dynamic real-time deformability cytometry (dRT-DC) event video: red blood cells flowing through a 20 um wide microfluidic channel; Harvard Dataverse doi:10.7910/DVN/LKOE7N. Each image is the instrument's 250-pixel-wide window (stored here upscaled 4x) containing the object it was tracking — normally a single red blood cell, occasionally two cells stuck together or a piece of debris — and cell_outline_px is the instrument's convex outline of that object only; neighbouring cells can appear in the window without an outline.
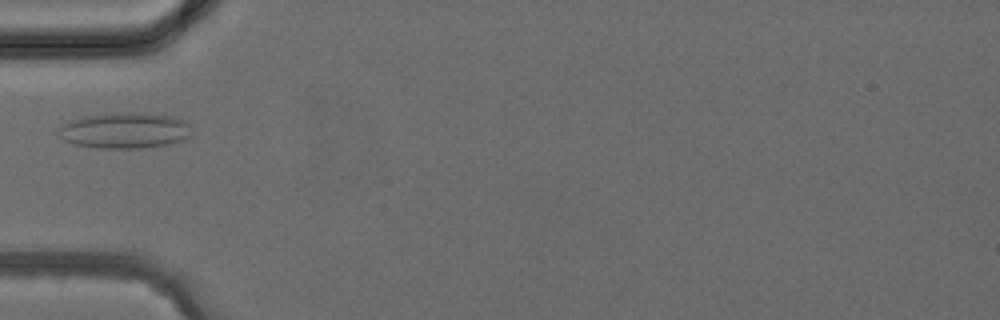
{"species": "common noctule bat (a hibernating species)", "species_latin": "Nyctalus noctula", "temperature_condition": "cold", "stored_images_in_passage": 3, "camera_frame_rate_fps": 3000, "um_per_image_px": 0.085, "animal": {"sex": "female", "body_mass_g": 24.6, "forearm_length_mm": 56.2}, "frame": {"image": 1, "passage_image": 3, "time_ms": 3.0, "image_size_px": [1000, 320], "cell_outline_px": [[192, 136], [184, 140], [168, 144], [140, 148], [100, 148], [76, 144], [64, 140], [56, 132], [64, 124], [72, 120], [84, 116], [132, 112], [140, 112], [168, 116], [184, 120], [192, 124]], "centroid_in_image_um": [10.68, 11.09], "position_along_channel_um": 74.3, "area_um2": 27.74}}